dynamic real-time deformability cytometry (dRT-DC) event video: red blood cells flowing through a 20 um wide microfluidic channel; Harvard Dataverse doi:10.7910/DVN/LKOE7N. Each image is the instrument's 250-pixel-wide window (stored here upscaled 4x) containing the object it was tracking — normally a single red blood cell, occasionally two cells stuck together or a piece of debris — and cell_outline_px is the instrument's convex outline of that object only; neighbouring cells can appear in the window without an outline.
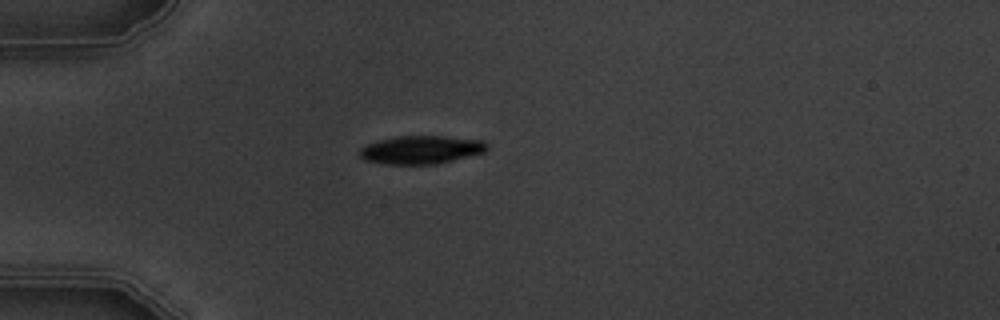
{"species": "common noctule bat (a hibernating species)", "species_latin": "Nyctalus noctula", "temperature_condition": "warm", "stored_images_in_passage": 4, "camera_frame_rate_fps": 3000, "um_per_image_px": 0.085, "animal": {"sex": "male", "body_mass_g": 19.5, "forearm_length_mm": 54.6}, "frame": {"image": 1, "passage_image": 1, "time_ms": 0.0, "image_size_px": [1000, 320], "cell_outline_px": [[488, 148], [484, 152], [436, 164], [384, 164], [364, 160], [360, 156], [360, 148], [368, 144], [380, 140], [400, 136], [440, 136], [484, 140], [488, 144]], "centroid_in_image_um": [35.8, 12.73], "position_along_channel_um": 49.2, "area_um2": 20.75}}
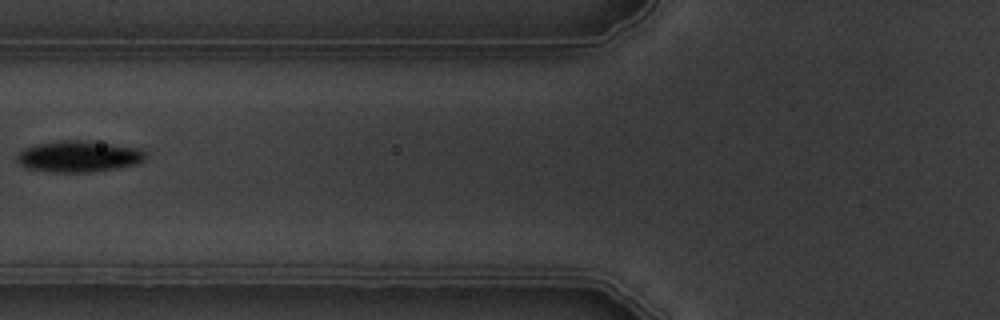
{"frame": {"image": 2, "passage_image": 3, "time_ms": 2.333, "image_size_px": [1000, 320], "cell_outline_px": [[144, 160], [136, 164], [92, 172], [52, 172], [28, 168], [20, 164], [16, 160], [16, 156], [24, 148], [36, 144], [60, 140], [92, 140], [140, 148], [144, 152]], "centroid_in_image_um": [6.68, 13.28], "position_along_channel_um": 119.1, "area_um2": 23.52}}
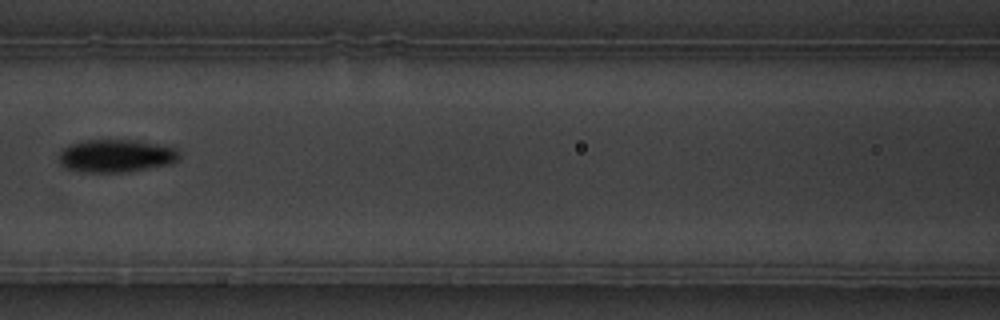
{"frame": {"image": 3, "passage_image": 4, "time_ms": 3.333, "image_size_px": [1000, 320], "cell_outline_px": [[180, 160], [168, 164], [128, 172], [80, 172], [64, 168], [60, 164], [60, 152], [64, 148], [72, 144], [84, 140], [136, 140], [176, 148], [180, 152]], "centroid_in_image_um": [9.87, 13.25], "position_along_channel_um": 156.7, "area_um2": 23.06}}